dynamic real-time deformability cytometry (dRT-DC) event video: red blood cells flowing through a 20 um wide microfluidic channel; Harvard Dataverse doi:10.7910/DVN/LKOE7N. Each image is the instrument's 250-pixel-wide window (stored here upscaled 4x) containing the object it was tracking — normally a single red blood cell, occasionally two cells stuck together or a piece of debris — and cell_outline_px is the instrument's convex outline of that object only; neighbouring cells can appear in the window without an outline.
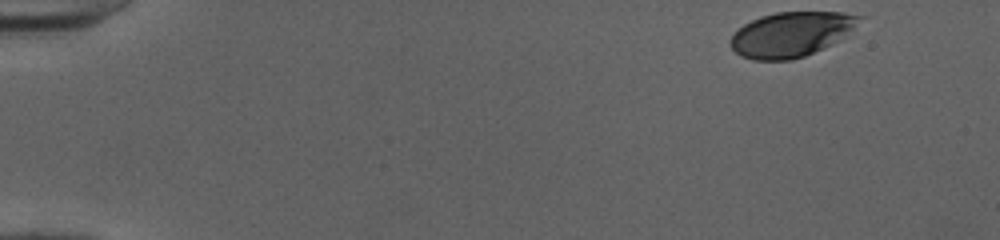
{"species": "human", "species_latin": "Homo sapiens", "temperature_condition": "cold", "stored_images_in_passage": 48, "camera_frame_rate_fps": 3000, "um_per_image_px": 0.085, "donor": {"sex": "female"}, "frame": {"image": 1, "passage_image": 1, "time_ms": 0.0, "image_size_px": [1000, 240], "cell_outline_px": [[868, 16], [832, 44], [804, 56], [792, 60], [752, 60], [740, 56], [728, 44], [728, 40], [744, 24], [760, 16], [776, 12], [844, 12]], "centroid_in_image_um": [67.24, 2.91], "position_along_channel_um": 17.8, "area_um2": 33.7}}
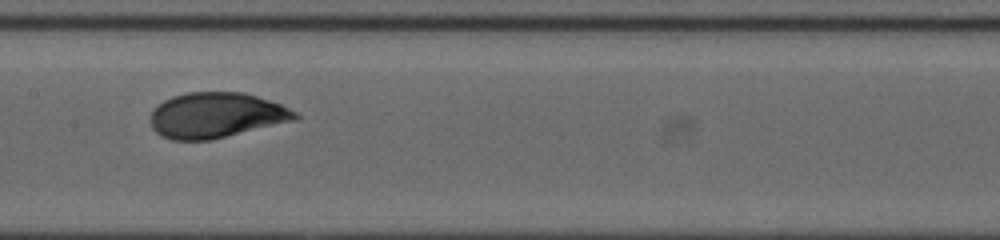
{"frame": {"image": 2, "passage_image": 24, "time_ms": 7.667, "image_size_px": [1000, 240], "cell_outline_px": [[300, 116], [296, 120], [212, 140], [172, 140], [160, 136], [152, 128], [148, 116], [152, 108], [164, 100], [172, 96], [188, 92], [244, 92], [280, 104], [296, 112]], "centroid_in_image_um": [18.32, 9.8], "position_along_channel_um": 189.1, "area_um2": 38.61}}
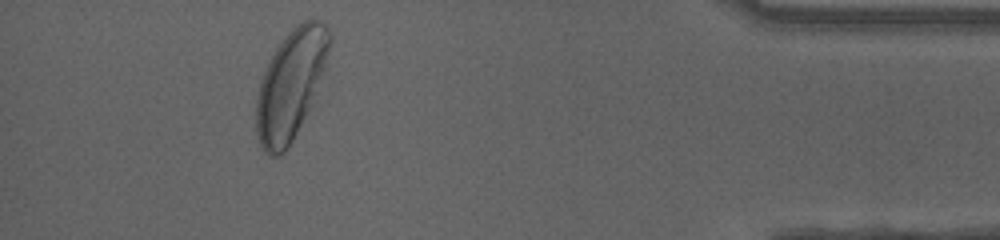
{"frame": {"image": 3, "passage_image": 44, "time_ms": 14.333, "image_size_px": [1000, 240], "cell_outline_px": [[332, 40], [324, 68], [316, 92], [288, 148], [284, 152], [276, 156], [268, 156], [260, 148], [256, 132], [256, 100], [260, 84], [264, 72], [276, 48], [284, 36], [296, 24], [312, 16], [320, 20], [328, 28], [332, 36]], "centroid_in_image_um": [24.71, 7.15], "position_along_channel_um": 410.5, "area_um2": 46.3}, "authors_computed_cell_mechanics": {"area_um2": 38.1769, "velocity_mm_per_s": 3.995, "shape_relaxation_time_tau1_ms": 3.5465, "shape_relaxation_time_tau2_ms": null, "deformation_change_tau1": 0.1662, "deformation_change_tau2": null}}